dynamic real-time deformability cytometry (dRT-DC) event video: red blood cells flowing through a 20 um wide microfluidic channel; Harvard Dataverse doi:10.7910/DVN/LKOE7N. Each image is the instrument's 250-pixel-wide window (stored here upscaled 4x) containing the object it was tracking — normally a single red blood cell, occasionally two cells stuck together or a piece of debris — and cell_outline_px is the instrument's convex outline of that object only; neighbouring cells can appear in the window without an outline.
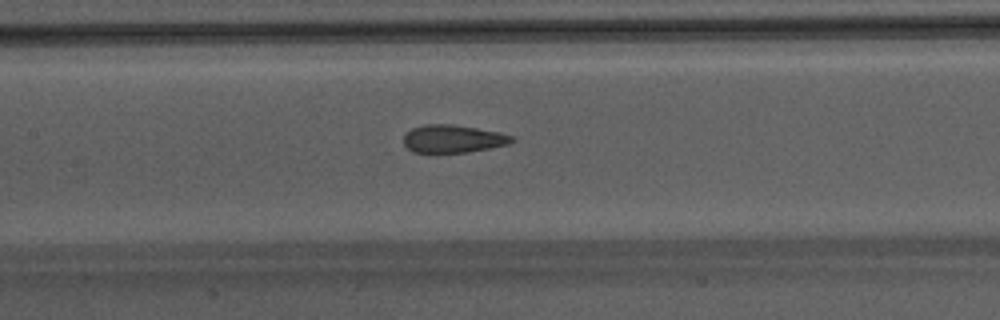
{"species": "Egyptian fruit bat (a non-hibernating species)", "species_latin": "Rousettus aegyptiacus", "temperature_condition": "warm", "stored_images_in_passage": 18, "camera_frame_rate_fps": 3000, "um_per_image_px": 0.085, "animal": {"sex": "male"}, "frame": {"image": 1, "passage_image": 15, "time_ms": 4.667, "image_size_px": [1000, 320], "cell_outline_px": [[516, 140], [508, 144], [488, 148], [464, 152], [412, 152], [404, 144], [404, 136], [412, 128], [424, 124], [452, 124], [500, 132], [512, 136]], "centroid_in_image_um": [38.5, 11.79], "position_along_channel_um": 168.9, "area_um2": 17.34}}